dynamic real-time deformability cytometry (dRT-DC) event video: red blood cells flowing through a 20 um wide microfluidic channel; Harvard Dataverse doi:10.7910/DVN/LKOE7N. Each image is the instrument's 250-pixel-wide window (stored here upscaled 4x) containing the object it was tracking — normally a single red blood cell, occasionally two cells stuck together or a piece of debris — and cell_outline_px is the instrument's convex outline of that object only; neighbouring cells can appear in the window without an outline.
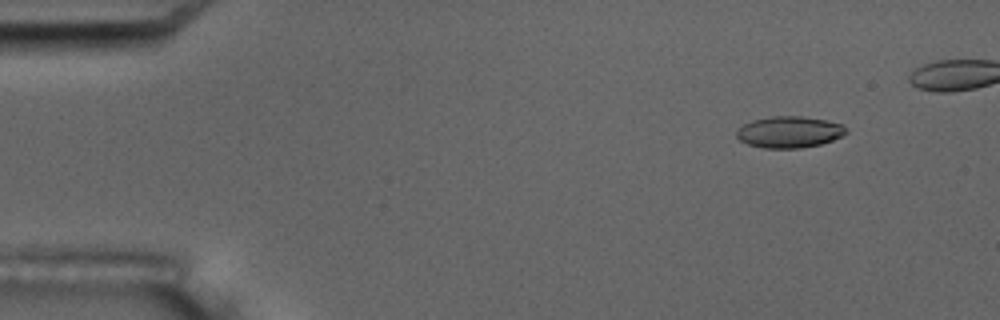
{"species": "common noctule bat (a hibernating species)", "species_latin": "Nyctalus noctula", "temperature_condition": "room temperature", "stored_images_in_passage": 6, "camera_frame_rate_fps": 3000, "um_per_image_px": 0.085, "animal": {"sex": "male", "body_mass_g": 17.5, "forearm_length_mm": 52.3}, "frame": {"image": 1, "passage_image": 2, "time_ms": 1.333, "image_size_px": [1000, 320], "cell_outline_px": [[848, 132], [844, 136], [820, 144], [800, 148], [764, 148], [748, 144], [740, 140], [736, 136], [736, 132], [744, 124], [752, 120], [772, 116], [800, 116], [824, 120], [844, 124]], "centroid_in_image_um": [67.12, 11.22], "position_along_channel_um": 17.9, "area_um2": 20.06}}